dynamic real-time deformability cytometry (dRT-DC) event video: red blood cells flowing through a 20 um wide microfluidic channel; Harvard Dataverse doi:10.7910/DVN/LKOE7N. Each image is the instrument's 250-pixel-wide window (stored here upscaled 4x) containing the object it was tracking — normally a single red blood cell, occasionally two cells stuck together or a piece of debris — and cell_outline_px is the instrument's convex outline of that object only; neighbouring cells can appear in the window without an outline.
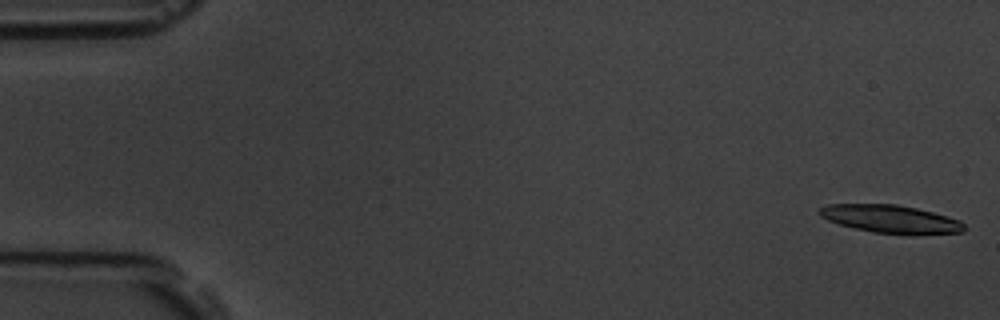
{"species": "common noctule bat (a hibernating species)", "species_latin": "Nyctalus noctula", "temperature_condition": "room temperature", "stored_images_in_passage": 6, "segment_of_instrument_passage": [1, 2], "camera_frame_rate_fps": 3000, "um_per_image_px": 0.085, "animal": {"sex": "male", "body_mass_g": 19.5, "forearm_length_mm": 54.6}, "frame": {"image": 1, "passage_image": 1, "time_ms": 0.0, "image_size_px": [1000, 320], "cell_outline_px": [[964, 232], [872, 232], [840, 224], [828, 220], [820, 216], [816, 212], [820, 208], [828, 204], [896, 204], [916, 208], [948, 216], [960, 220], [964, 224]], "centroid_in_image_um": [75.62, 18.57], "position_along_channel_um": 9.4, "area_um2": 22.66}}
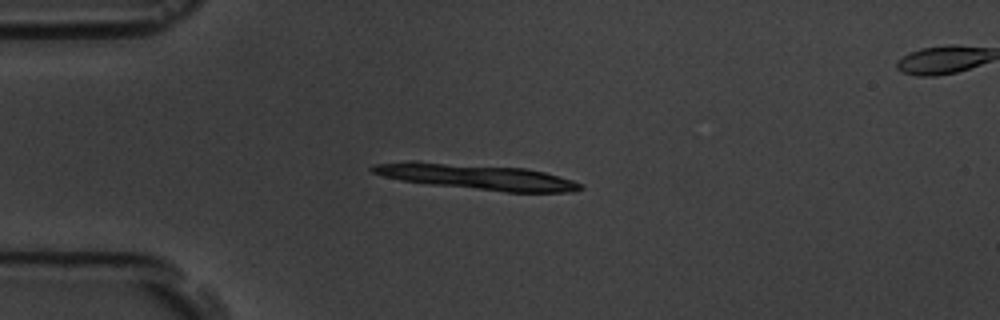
{"frame": {"image": 2, "passage_image": 4, "time_ms": 4.333, "image_size_px": [1000, 320], "cell_outline_px": [[584, 188], [576, 192], [504, 192], [432, 184], [400, 180], [384, 176], [372, 172], [368, 168], [372, 164], [408, 160], [416, 160], [528, 168], [544, 172], [572, 180], [580, 184]], "centroid_in_image_um": [40.46, 15.0], "position_along_channel_um": 44.5, "area_um2": 31.27}}